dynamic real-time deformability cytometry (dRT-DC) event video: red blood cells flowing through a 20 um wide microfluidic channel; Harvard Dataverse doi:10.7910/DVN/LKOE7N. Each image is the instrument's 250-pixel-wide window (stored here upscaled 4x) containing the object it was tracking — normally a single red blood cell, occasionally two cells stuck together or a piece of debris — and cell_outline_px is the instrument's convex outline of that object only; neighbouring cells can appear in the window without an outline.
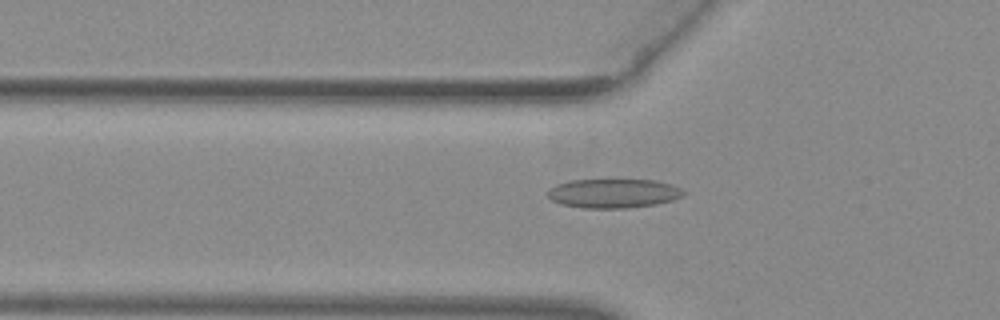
{"species": "common noctule bat (a hibernating species)", "species_latin": "Nyctalus noctula", "temperature_condition": "warm", "stored_images_in_passage": 36, "camera_frame_rate_fps": 3000, "um_per_image_px": 0.085, "animal": {"sex": "female", "body_mass_g": 29.2, "forearm_length_mm": 56.3}, "frame": {"image": 1, "passage_image": 8, "time_ms": 2.333, "image_size_px": [1000, 320], "cell_outline_px": [[688, 192], [672, 200], [656, 204], [628, 208], [584, 208], [560, 204], [552, 200], [548, 196], [548, 188], [556, 184], [568, 180], [656, 180], [672, 184]], "centroid_in_image_um": [52.13, 16.43], "position_along_channel_um": 73.7, "area_um2": 23.18}}
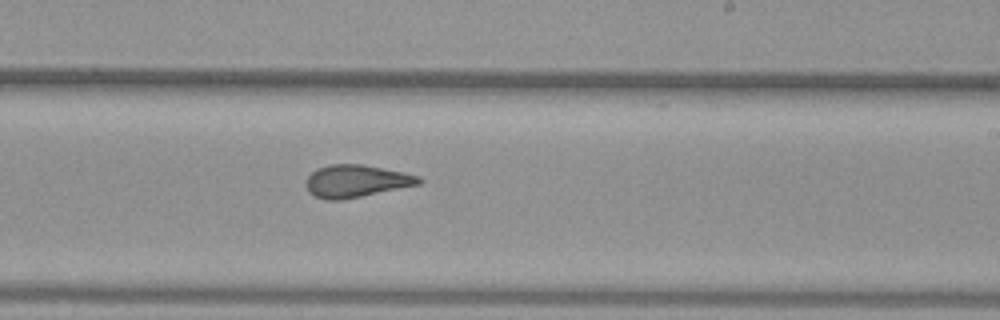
{"frame": {"image": 2, "passage_image": 22, "time_ms": 7.0, "image_size_px": [1000, 320], "cell_outline_px": [[424, 180], [420, 184], [344, 200], [324, 200], [308, 192], [304, 184], [308, 176], [316, 168], [332, 164], [360, 164], [404, 172], [420, 176]], "centroid_in_image_um": [30.26, 15.4], "position_along_channel_um": 258.7, "area_um2": 21.5}}
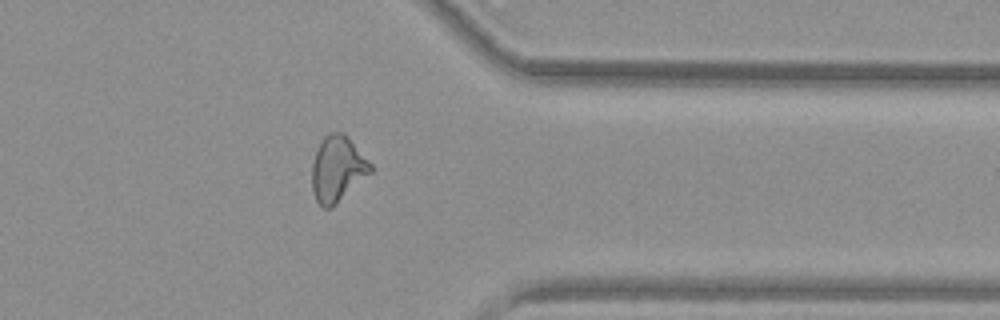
{"frame": {"image": 3, "passage_image": 32, "time_ms": 10.333, "image_size_px": [1000, 320], "cell_outline_px": [[372, 172], [332, 208], [324, 208], [316, 200], [312, 188], [312, 164], [316, 152], [324, 136], [328, 132], [344, 132], [372, 164]], "centroid_in_image_um": [28.69, 14.35], "position_along_channel_um": 382.7, "area_um2": 22.37}, "authors_computed_cell_mechanics": {"area_um2": 21.5016, "velocity_mm_per_s": 3.9541, "shape_relaxation_time_tau1_ms": null, "shape_relaxation_time_tau2_ms": 1.6147, "deformation_change_tau1": null, "deformation_change_tau2": 0.0834}}